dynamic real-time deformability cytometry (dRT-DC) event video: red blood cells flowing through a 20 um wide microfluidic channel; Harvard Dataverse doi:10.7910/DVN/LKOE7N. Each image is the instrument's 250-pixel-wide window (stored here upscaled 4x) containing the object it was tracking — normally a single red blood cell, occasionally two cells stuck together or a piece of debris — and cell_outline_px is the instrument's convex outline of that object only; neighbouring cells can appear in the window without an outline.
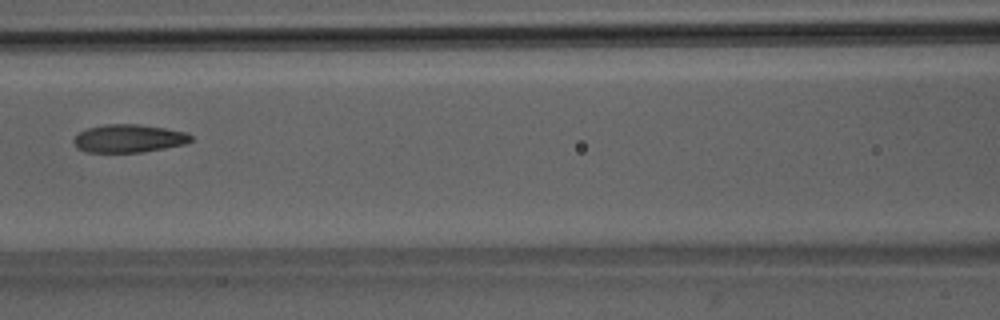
{"species": "Egyptian fruit bat (a non-hibernating species)", "species_latin": "Rousettus aegyptiacus", "temperature_condition": "room temperature", "stored_images_in_passage": 5, "camera_frame_rate_fps": 3000, "um_per_image_px": 0.085, "animal": {"sex": "male"}, "frame": {"image": 1, "passage_image": 5, "time_ms": 4.667, "image_size_px": [1000, 320], "cell_outline_px": [[192, 140], [184, 144], [164, 148], [140, 152], [88, 152], [76, 148], [72, 140], [80, 132], [88, 128], [104, 124], [136, 124], [164, 128], [188, 132], [192, 136]], "centroid_in_image_um": [10.93, 11.76], "position_along_channel_um": 155.7, "area_um2": 19.07}}